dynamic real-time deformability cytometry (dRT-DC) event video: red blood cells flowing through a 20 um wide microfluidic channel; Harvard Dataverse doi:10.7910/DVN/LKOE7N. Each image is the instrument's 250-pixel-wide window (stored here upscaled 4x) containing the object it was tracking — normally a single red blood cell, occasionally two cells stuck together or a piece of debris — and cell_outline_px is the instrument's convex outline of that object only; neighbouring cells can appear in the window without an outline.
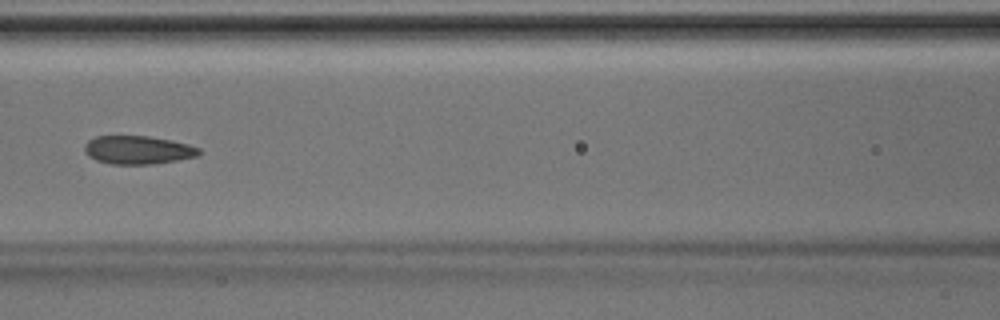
{"species": "Egyptian fruit bat (a non-hibernating species)", "species_latin": "Rousettus aegyptiacus", "temperature_condition": "room temperature", "stored_images_in_passage": 18, "camera_frame_rate_fps": 3000, "um_per_image_px": 0.085, "animal": {"sex": "male"}, "frame": {"image": 1, "passage_image": 11, "time_ms": 3.333, "image_size_px": [1000, 320], "cell_outline_px": [[200, 152], [196, 156], [176, 160], [152, 164], [112, 164], [96, 160], [88, 156], [84, 152], [84, 144], [88, 140], [96, 136], [148, 136], [172, 140], [188, 144], [200, 148]], "centroid_in_image_um": [11.69, 12.74], "position_along_channel_um": 154.9, "area_um2": 18.9}}